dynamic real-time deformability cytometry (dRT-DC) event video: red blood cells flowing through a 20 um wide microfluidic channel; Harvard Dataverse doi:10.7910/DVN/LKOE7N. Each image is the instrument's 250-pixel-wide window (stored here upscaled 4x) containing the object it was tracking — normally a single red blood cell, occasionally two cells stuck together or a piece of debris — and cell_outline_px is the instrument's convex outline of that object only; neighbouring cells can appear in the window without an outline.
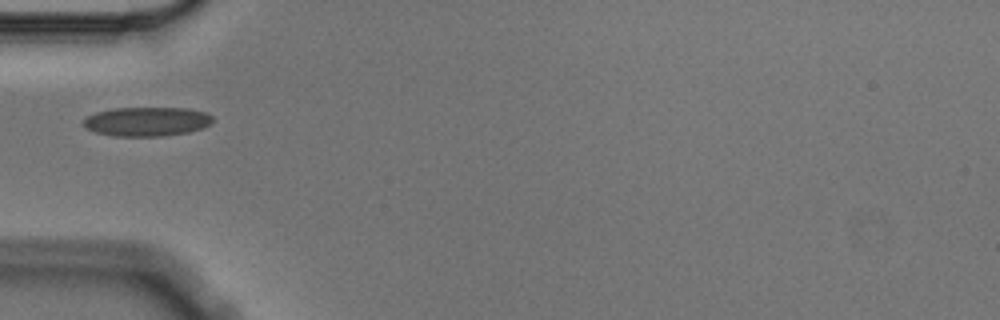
{"species": "Egyptian fruit bat (a non-hibernating species)", "species_latin": "Rousettus aegyptiacus", "temperature_condition": "cold", "stored_images_in_passage": 6, "camera_frame_rate_fps": 3000, "um_per_image_px": 0.085, "animal": {"sex": "male"}, "frame": {"image": 1, "passage_image": 6, "time_ms": 1.667, "image_size_px": [1000, 320], "cell_outline_px": [[212, 124], [204, 128], [188, 132], [164, 136], [116, 136], [96, 132], [88, 128], [84, 124], [84, 120], [88, 116], [96, 112], [116, 108], [188, 108], [208, 112], [212, 116]], "centroid_in_image_um": [12.56, 10.33], "position_along_channel_um": 72.4, "area_um2": 21.96}}